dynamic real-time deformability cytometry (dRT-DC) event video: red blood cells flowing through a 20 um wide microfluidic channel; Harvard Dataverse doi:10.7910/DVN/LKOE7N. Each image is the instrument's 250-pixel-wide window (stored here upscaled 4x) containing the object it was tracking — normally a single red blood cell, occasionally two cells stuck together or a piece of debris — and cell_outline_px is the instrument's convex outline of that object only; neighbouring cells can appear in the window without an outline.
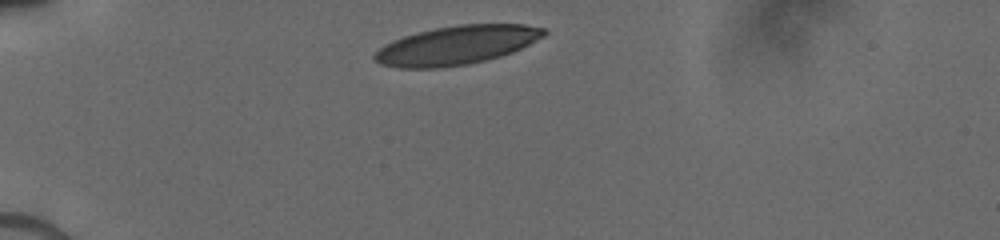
{"species": "human", "species_latin": "Homo sapiens", "temperature_condition": "cold", "stored_images_in_passage": 7, "camera_frame_rate_fps": 3000, "um_per_image_px": 0.085, "donor": {"sex": "male"}, "frame": {"image": 1, "passage_image": 1, "time_ms": 0.0, "image_size_px": [1000, 240], "cell_outline_px": [[548, 32], [544, 36], [512, 52], [500, 56], [468, 64], [436, 68], [400, 68], [380, 64], [372, 56], [384, 44], [392, 40], [416, 32], [436, 28], [460, 24], [524, 24], [544, 28]], "centroid_in_image_um": [38.79, 3.84], "position_along_channel_um": 46.2, "area_um2": 38.09}}
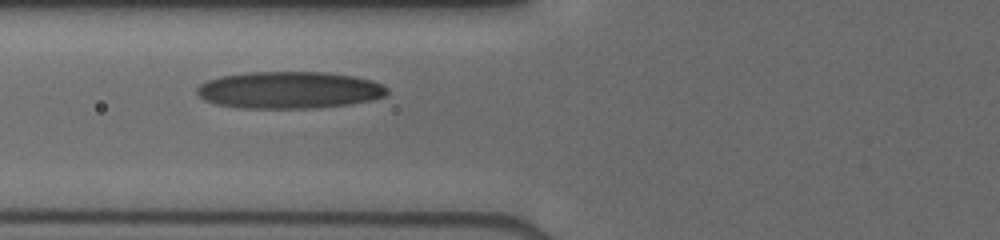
{"frame": {"image": 2, "passage_image": 4, "time_ms": 2.333, "image_size_px": [1000, 240], "cell_outline_px": [[388, 92], [384, 96], [372, 100], [348, 104], [308, 108], [240, 108], [216, 104], [204, 100], [196, 92], [196, 88], [200, 84], [208, 80], [220, 76], [248, 72], [324, 72], [356, 76], [372, 80], [384, 84], [388, 88]], "centroid_in_image_um": [24.59, 7.65], "position_along_channel_um": 101.2, "area_um2": 41.15}}
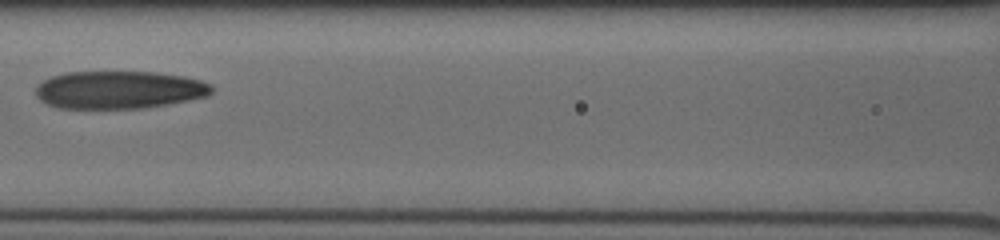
{"frame": {"image": 3, "passage_image": 6, "time_ms": 3.667, "image_size_px": [1000, 240], "cell_outline_px": [[212, 92], [208, 96], [188, 100], [144, 108], [60, 108], [48, 104], [40, 100], [36, 96], [36, 84], [52, 76], [64, 72], [156, 72], [184, 76], [200, 80], [212, 84]], "centroid_in_image_um": [10.12, 7.63], "position_along_channel_um": 156.5, "area_um2": 38.78}}